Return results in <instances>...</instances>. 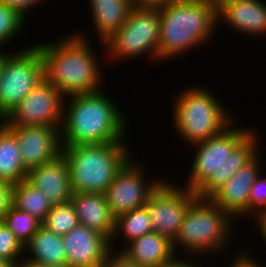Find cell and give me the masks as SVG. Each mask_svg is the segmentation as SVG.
<instances>
[{"mask_svg":"<svg viewBox=\"0 0 266 267\" xmlns=\"http://www.w3.org/2000/svg\"><path fill=\"white\" fill-rule=\"evenodd\" d=\"M226 127L212 138L195 143L191 174L186 187L198 198H210L240 168L257 155V136L248 129ZM199 146V147H198Z\"/></svg>","mask_w":266,"mask_h":267,"instance_id":"obj_1","label":"cell"},{"mask_svg":"<svg viewBox=\"0 0 266 267\" xmlns=\"http://www.w3.org/2000/svg\"><path fill=\"white\" fill-rule=\"evenodd\" d=\"M104 93L69 96L70 104H63L67 106L63 107L61 147L126 140L127 124L122 111Z\"/></svg>","mask_w":266,"mask_h":267,"instance_id":"obj_2","label":"cell"},{"mask_svg":"<svg viewBox=\"0 0 266 267\" xmlns=\"http://www.w3.org/2000/svg\"><path fill=\"white\" fill-rule=\"evenodd\" d=\"M84 37L72 34L36 45L43 58L44 77L67 98L101 91L98 59Z\"/></svg>","mask_w":266,"mask_h":267,"instance_id":"obj_3","label":"cell"},{"mask_svg":"<svg viewBox=\"0 0 266 267\" xmlns=\"http://www.w3.org/2000/svg\"><path fill=\"white\" fill-rule=\"evenodd\" d=\"M159 16V60L203 44L219 24L217 4L208 0H174L159 9Z\"/></svg>","mask_w":266,"mask_h":267,"instance_id":"obj_4","label":"cell"},{"mask_svg":"<svg viewBox=\"0 0 266 267\" xmlns=\"http://www.w3.org/2000/svg\"><path fill=\"white\" fill-rule=\"evenodd\" d=\"M73 193H105L117 172L132 158L125 142L62 147Z\"/></svg>","mask_w":266,"mask_h":267,"instance_id":"obj_5","label":"cell"},{"mask_svg":"<svg viewBox=\"0 0 266 267\" xmlns=\"http://www.w3.org/2000/svg\"><path fill=\"white\" fill-rule=\"evenodd\" d=\"M174 102L175 127L186 142L195 144L208 140L234 122L231 114L229 116L218 99L206 89L187 88Z\"/></svg>","mask_w":266,"mask_h":267,"instance_id":"obj_6","label":"cell"},{"mask_svg":"<svg viewBox=\"0 0 266 267\" xmlns=\"http://www.w3.org/2000/svg\"><path fill=\"white\" fill-rule=\"evenodd\" d=\"M230 220L232 221V217L209 198H197L189 207L176 237L172 240L174 253L176 244L194 255L204 252L206 254L207 251L216 253L225 248L231 226L233 228Z\"/></svg>","mask_w":266,"mask_h":267,"instance_id":"obj_7","label":"cell"},{"mask_svg":"<svg viewBox=\"0 0 266 267\" xmlns=\"http://www.w3.org/2000/svg\"><path fill=\"white\" fill-rule=\"evenodd\" d=\"M44 78V63L35 45L6 57L0 75V120L2 121Z\"/></svg>","mask_w":266,"mask_h":267,"instance_id":"obj_8","label":"cell"},{"mask_svg":"<svg viewBox=\"0 0 266 267\" xmlns=\"http://www.w3.org/2000/svg\"><path fill=\"white\" fill-rule=\"evenodd\" d=\"M159 29L158 9L132 8L125 23L103 45L112 59L132 58L146 52L158 59Z\"/></svg>","mask_w":266,"mask_h":267,"instance_id":"obj_9","label":"cell"},{"mask_svg":"<svg viewBox=\"0 0 266 267\" xmlns=\"http://www.w3.org/2000/svg\"><path fill=\"white\" fill-rule=\"evenodd\" d=\"M63 96L45 77L2 120L6 126H47L61 128Z\"/></svg>","mask_w":266,"mask_h":267,"instance_id":"obj_10","label":"cell"},{"mask_svg":"<svg viewBox=\"0 0 266 267\" xmlns=\"http://www.w3.org/2000/svg\"><path fill=\"white\" fill-rule=\"evenodd\" d=\"M197 198L196 192L162 180L144 205L149 214L152 232L167 236L172 241L189 207Z\"/></svg>","mask_w":266,"mask_h":267,"instance_id":"obj_11","label":"cell"},{"mask_svg":"<svg viewBox=\"0 0 266 267\" xmlns=\"http://www.w3.org/2000/svg\"><path fill=\"white\" fill-rule=\"evenodd\" d=\"M133 161L134 159H129L124 164L104 193L115 219L144 206L150 194L162 182L154 180L147 184L144 180V169Z\"/></svg>","mask_w":266,"mask_h":267,"instance_id":"obj_12","label":"cell"},{"mask_svg":"<svg viewBox=\"0 0 266 267\" xmlns=\"http://www.w3.org/2000/svg\"><path fill=\"white\" fill-rule=\"evenodd\" d=\"M16 136L24 167L30 170L61 155L60 129L47 126H7Z\"/></svg>","mask_w":266,"mask_h":267,"instance_id":"obj_13","label":"cell"},{"mask_svg":"<svg viewBox=\"0 0 266 267\" xmlns=\"http://www.w3.org/2000/svg\"><path fill=\"white\" fill-rule=\"evenodd\" d=\"M62 237L68 267H101L113 250L106 237L80 223Z\"/></svg>","mask_w":266,"mask_h":267,"instance_id":"obj_14","label":"cell"},{"mask_svg":"<svg viewBox=\"0 0 266 267\" xmlns=\"http://www.w3.org/2000/svg\"><path fill=\"white\" fill-rule=\"evenodd\" d=\"M258 159L257 154L209 198L232 218L248 215L250 189L260 174Z\"/></svg>","mask_w":266,"mask_h":267,"instance_id":"obj_15","label":"cell"},{"mask_svg":"<svg viewBox=\"0 0 266 267\" xmlns=\"http://www.w3.org/2000/svg\"><path fill=\"white\" fill-rule=\"evenodd\" d=\"M26 180L41 190L51 205L63 204L71 200L73 191L70 171L62 154L51 162L28 170Z\"/></svg>","mask_w":266,"mask_h":267,"instance_id":"obj_16","label":"cell"},{"mask_svg":"<svg viewBox=\"0 0 266 267\" xmlns=\"http://www.w3.org/2000/svg\"><path fill=\"white\" fill-rule=\"evenodd\" d=\"M217 17L236 31L258 36L266 32V5L259 0H221Z\"/></svg>","mask_w":266,"mask_h":267,"instance_id":"obj_17","label":"cell"},{"mask_svg":"<svg viewBox=\"0 0 266 267\" xmlns=\"http://www.w3.org/2000/svg\"><path fill=\"white\" fill-rule=\"evenodd\" d=\"M71 203L80 224H83L95 232L113 242L115 230V217L107 204L104 193H72Z\"/></svg>","mask_w":266,"mask_h":267,"instance_id":"obj_18","label":"cell"},{"mask_svg":"<svg viewBox=\"0 0 266 267\" xmlns=\"http://www.w3.org/2000/svg\"><path fill=\"white\" fill-rule=\"evenodd\" d=\"M128 243L120 253L140 267H164L176 258L172 241L155 232L147 233Z\"/></svg>","mask_w":266,"mask_h":267,"instance_id":"obj_19","label":"cell"},{"mask_svg":"<svg viewBox=\"0 0 266 267\" xmlns=\"http://www.w3.org/2000/svg\"><path fill=\"white\" fill-rule=\"evenodd\" d=\"M90 5L101 43L125 23L133 8L131 0H90Z\"/></svg>","mask_w":266,"mask_h":267,"instance_id":"obj_20","label":"cell"},{"mask_svg":"<svg viewBox=\"0 0 266 267\" xmlns=\"http://www.w3.org/2000/svg\"><path fill=\"white\" fill-rule=\"evenodd\" d=\"M24 248L28 249L33 255L27 260L53 266L67 265L63 237L49 231L42 225Z\"/></svg>","mask_w":266,"mask_h":267,"instance_id":"obj_21","label":"cell"},{"mask_svg":"<svg viewBox=\"0 0 266 267\" xmlns=\"http://www.w3.org/2000/svg\"><path fill=\"white\" fill-rule=\"evenodd\" d=\"M27 172L15 134L0 122V180L17 184L27 178Z\"/></svg>","mask_w":266,"mask_h":267,"instance_id":"obj_22","label":"cell"},{"mask_svg":"<svg viewBox=\"0 0 266 267\" xmlns=\"http://www.w3.org/2000/svg\"><path fill=\"white\" fill-rule=\"evenodd\" d=\"M12 205L27 212L41 223L45 220L52 205L41 190L31 185L26 179L13 184Z\"/></svg>","mask_w":266,"mask_h":267,"instance_id":"obj_23","label":"cell"},{"mask_svg":"<svg viewBox=\"0 0 266 267\" xmlns=\"http://www.w3.org/2000/svg\"><path fill=\"white\" fill-rule=\"evenodd\" d=\"M119 232L120 234L123 233V237L128 239L129 242L135 238L152 232L149 214L145 206L133 209L118 216L115 220L113 239L117 236L116 234H119Z\"/></svg>","mask_w":266,"mask_h":267,"instance_id":"obj_24","label":"cell"},{"mask_svg":"<svg viewBox=\"0 0 266 267\" xmlns=\"http://www.w3.org/2000/svg\"><path fill=\"white\" fill-rule=\"evenodd\" d=\"M49 231L57 235H66L79 224L75 207L71 201L52 205L45 220L41 223Z\"/></svg>","mask_w":266,"mask_h":267,"instance_id":"obj_25","label":"cell"},{"mask_svg":"<svg viewBox=\"0 0 266 267\" xmlns=\"http://www.w3.org/2000/svg\"><path fill=\"white\" fill-rule=\"evenodd\" d=\"M3 222L24 246L42 225L35 217L13 205L7 211Z\"/></svg>","mask_w":266,"mask_h":267,"instance_id":"obj_26","label":"cell"},{"mask_svg":"<svg viewBox=\"0 0 266 267\" xmlns=\"http://www.w3.org/2000/svg\"><path fill=\"white\" fill-rule=\"evenodd\" d=\"M24 250L26 251L24 245L16 238L14 233L4 222H0V259L7 262L11 267H16Z\"/></svg>","mask_w":266,"mask_h":267,"instance_id":"obj_27","label":"cell"},{"mask_svg":"<svg viewBox=\"0 0 266 267\" xmlns=\"http://www.w3.org/2000/svg\"><path fill=\"white\" fill-rule=\"evenodd\" d=\"M25 19L14 8L0 3V46L19 34Z\"/></svg>","mask_w":266,"mask_h":267,"instance_id":"obj_28","label":"cell"},{"mask_svg":"<svg viewBox=\"0 0 266 267\" xmlns=\"http://www.w3.org/2000/svg\"><path fill=\"white\" fill-rule=\"evenodd\" d=\"M261 177L263 176H260V174L256 177L250 189L248 199V216H250V213L254 214L255 217L256 215L258 217L266 214V179Z\"/></svg>","mask_w":266,"mask_h":267,"instance_id":"obj_29","label":"cell"},{"mask_svg":"<svg viewBox=\"0 0 266 267\" xmlns=\"http://www.w3.org/2000/svg\"><path fill=\"white\" fill-rule=\"evenodd\" d=\"M12 189L13 184L0 180V222L12 205Z\"/></svg>","mask_w":266,"mask_h":267,"instance_id":"obj_30","label":"cell"},{"mask_svg":"<svg viewBox=\"0 0 266 267\" xmlns=\"http://www.w3.org/2000/svg\"><path fill=\"white\" fill-rule=\"evenodd\" d=\"M112 252L113 251L108 254L101 267H140L128 260L122 253L119 252V254H116L115 256Z\"/></svg>","mask_w":266,"mask_h":267,"instance_id":"obj_31","label":"cell"},{"mask_svg":"<svg viewBox=\"0 0 266 267\" xmlns=\"http://www.w3.org/2000/svg\"><path fill=\"white\" fill-rule=\"evenodd\" d=\"M42 0H0V3L10 6L17 10L23 17L26 18V12L28 13V9L30 7H34L35 3L37 5L38 2Z\"/></svg>","mask_w":266,"mask_h":267,"instance_id":"obj_32","label":"cell"},{"mask_svg":"<svg viewBox=\"0 0 266 267\" xmlns=\"http://www.w3.org/2000/svg\"><path fill=\"white\" fill-rule=\"evenodd\" d=\"M174 0H131L133 8L136 9H161Z\"/></svg>","mask_w":266,"mask_h":267,"instance_id":"obj_33","label":"cell"},{"mask_svg":"<svg viewBox=\"0 0 266 267\" xmlns=\"http://www.w3.org/2000/svg\"><path fill=\"white\" fill-rule=\"evenodd\" d=\"M240 253L235 257L234 263L231 267H262V265L259 263H256V260H253L251 256H249L247 253Z\"/></svg>","mask_w":266,"mask_h":267,"instance_id":"obj_34","label":"cell"},{"mask_svg":"<svg viewBox=\"0 0 266 267\" xmlns=\"http://www.w3.org/2000/svg\"><path fill=\"white\" fill-rule=\"evenodd\" d=\"M16 267H68L66 266H53V265H47V264H42V263H38V262H34L32 260H22L19 261V264Z\"/></svg>","mask_w":266,"mask_h":267,"instance_id":"obj_35","label":"cell"},{"mask_svg":"<svg viewBox=\"0 0 266 267\" xmlns=\"http://www.w3.org/2000/svg\"><path fill=\"white\" fill-rule=\"evenodd\" d=\"M164 267H199V266L193 265L192 263H188L184 260L174 259L172 262H169Z\"/></svg>","mask_w":266,"mask_h":267,"instance_id":"obj_36","label":"cell"},{"mask_svg":"<svg viewBox=\"0 0 266 267\" xmlns=\"http://www.w3.org/2000/svg\"><path fill=\"white\" fill-rule=\"evenodd\" d=\"M256 220H258L259 223V229L261 230V234L262 236L265 238L266 241V214H263L261 216H258L257 218H255Z\"/></svg>","mask_w":266,"mask_h":267,"instance_id":"obj_37","label":"cell"},{"mask_svg":"<svg viewBox=\"0 0 266 267\" xmlns=\"http://www.w3.org/2000/svg\"><path fill=\"white\" fill-rule=\"evenodd\" d=\"M7 56L8 55L6 53L0 52V75H1L2 68H3L4 62Z\"/></svg>","mask_w":266,"mask_h":267,"instance_id":"obj_38","label":"cell"},{"mask_svg":"<svg viewBox=\"0 0 266 267\" xmlns=\"http://www.w3.org/2000/svg\"><path fill=\"white\" fill-rule=\"evenodd\" d=\"M0 267H11V266L4 260L0 259Z\"/></svg>","mask_w":266,"mask_h":267,"instance_id":"obj_39","label":"cell"},{"mask_svg":"<svg viewBox=\"0 0 266 267\" xmlns=\"http://www.w3.org/2000/svg\"><path fill=\"white\" fill-rule=\"evenodd\" d=\"M208 1H212V2H214L216 4H218L221 0H208Z\"/></svg>","mask_w":266,"mask_h":267,"instance_id":"obj_40","label":"cell"}]
</instances>
